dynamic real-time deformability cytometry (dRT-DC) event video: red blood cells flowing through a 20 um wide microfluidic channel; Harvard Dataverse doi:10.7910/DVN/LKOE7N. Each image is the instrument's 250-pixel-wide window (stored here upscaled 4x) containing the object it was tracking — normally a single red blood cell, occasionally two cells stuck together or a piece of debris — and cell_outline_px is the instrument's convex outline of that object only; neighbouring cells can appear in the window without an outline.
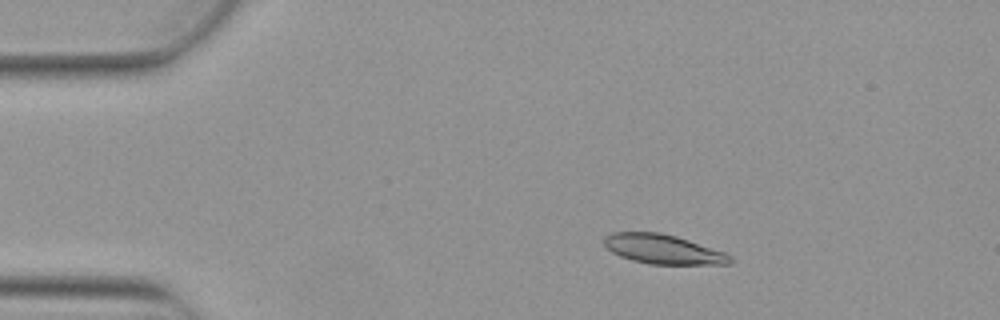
{"species": "Egyptian fruit bat (a non-hibernating species)", "species_latin": "Rousettus aegyptiacus", "temperature_condition": "warm", "stored_images_in_passage": 8, "camera_frame_rate_fps": 3000, "um_per_image_px": 0.085, "animal": {"sex": "female"}, "frame": {"image": 1, "passage_image": 3, "time_ms": 0.667, "image_size_px": [1000, 320], "cell_outline_px": [[732, 264], [648, 264], [632, 260], [620, 256], [612, 252], [604, 244], [604, 236], [612, 232], [660, 232], [676, 236], [724, 252], [732, 256]], "centroid_in_image_um": [56.35, 21.18], "position_along_channel_um": 28.7, "area_um2": 21.56}}
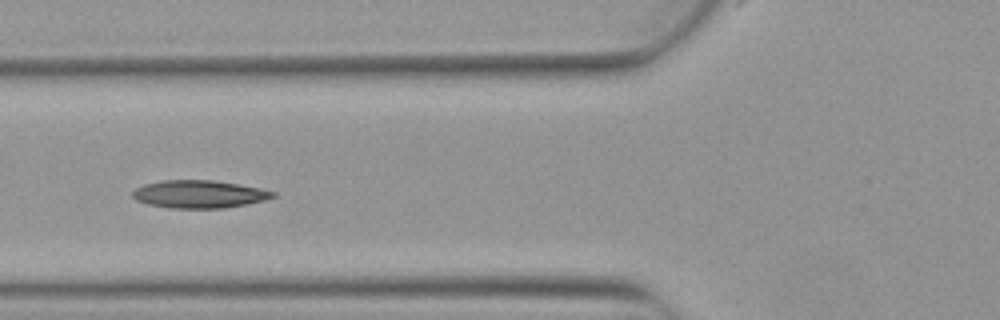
{"frame": {"image": 2, "passage_image": 6, "time_ms": 1.667, "image_size_px": [1000, 320], "cell_outline_px": [[276, 196], [264, 200], [248, 204], [224, 208], [168, 208], [148, 204], [136, 200], [132, 196], [132, 192], [136, 188], [144, 184], [160, 180], [212, 180], [240, 184], [260, 188], [276, 192]], "centroid_in_image_um": [16.93, 16.5], "position_along_channel_um": 108.9, "area_um2": 22.83}}
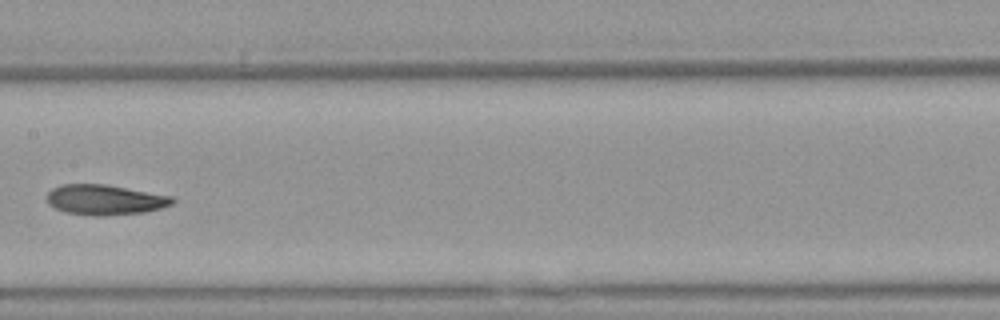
{"frame": {"image": 3, "passage_image": 8, "time_ms": 2.333, "image_size_px": [1000, 320], "cell_outline_px": [[176, 200], [172, 204], [160, 208], [144, 212], [108, 216], [92, 216], [64, 212], [48, 204], [48, 192], [52, 188], [60, 184], [104, 184], [172, 196]], "centroid_in_image_um": [8.91, 16.99], "position_along_channel_um": 198.5, "area_um2": 22.14}}